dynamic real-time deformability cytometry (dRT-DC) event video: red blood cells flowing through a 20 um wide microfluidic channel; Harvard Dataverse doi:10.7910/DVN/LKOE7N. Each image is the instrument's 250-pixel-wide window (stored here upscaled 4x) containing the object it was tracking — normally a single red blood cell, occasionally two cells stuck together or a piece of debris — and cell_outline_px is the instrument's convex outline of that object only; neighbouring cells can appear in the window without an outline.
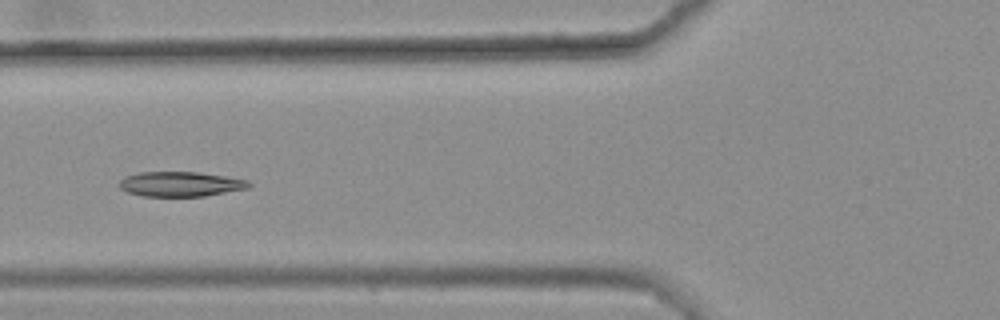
{"species": "common noctule bat (a hibernating species)", "species_latin": "Nyctalus noctula", "temperature_condition": "warm", "stored_images_in_passage": 9, "camera_frame_rate_fps": 3000, "um_per_image_px": 0.085, "animal": {"sex": "female", "body_mass_g": 25.1}, "frame": {"image": 1, "passage_image": 6, "time_ms": 1.667, "image_size_px": [1000, 320], "cell_outline_px": [[252, 184], [248, 188], [204, 196], [144, 196], [128, 192], [120, 188], [120, 180], [124, 176], [140, 172], [200, 172], [248, 180]], "centroid_in_image_um": [15.34, 15.64], "position_along_channel_um": 110.5, "area_um2": 18.67}}
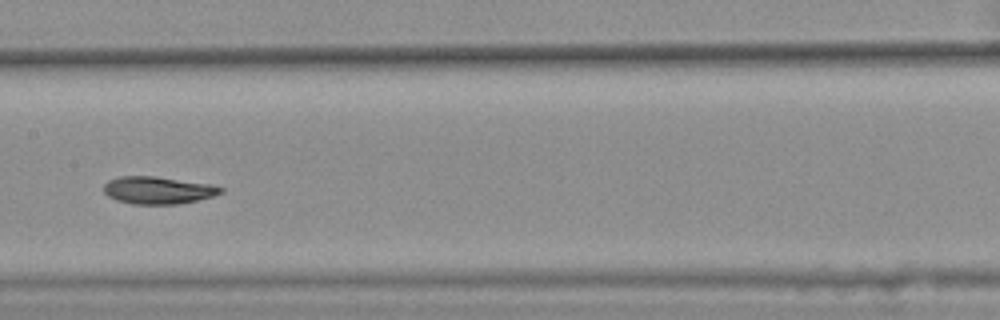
{"frame": {"image": 2, "passage_image": 8, "time_ms": 2.333, "image_size_px": [1000, 320], "cell_outline_px": [[224, 192], [212, 196], [196, 200], [176, 204], [132, 204], [116, 200], [108, 196], [104, 192], [104, 184], [108, 180], [120, 176], [156, 176], [212, 184], [224, 188]], "centroid_in_image_um": [13.42, 16.16], "position_along_channel_um": 194.0, "area_um2": 18.73}}
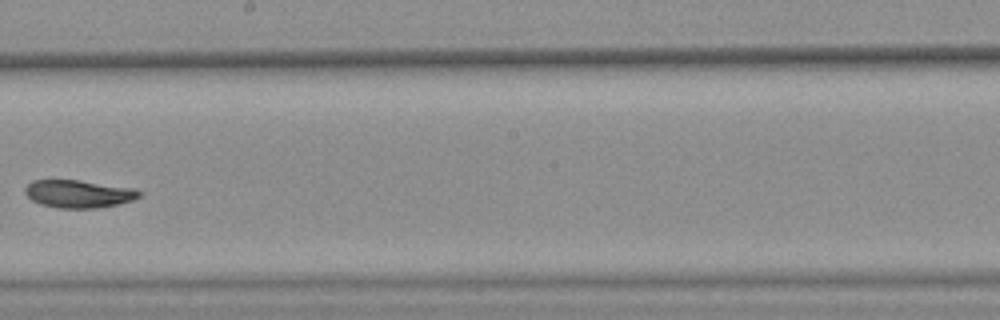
{"frame": {"image": 3, "passage_image": 9, "time_ms": 2.667, "image_size_px": [1000, 320], "cell_outline_px": [[144, 192], [140, 196], [132, 200], [116, 204], [96, 208], [60, 208], [40, 204], [32, 200], [24, 192], [24, 188], [32, 180], [80, 180], [136, 188]], "centroid_in_image_um": [6.7, 16.46], "position_along_channel_um": 241.5, "area_um2": 18.55}}